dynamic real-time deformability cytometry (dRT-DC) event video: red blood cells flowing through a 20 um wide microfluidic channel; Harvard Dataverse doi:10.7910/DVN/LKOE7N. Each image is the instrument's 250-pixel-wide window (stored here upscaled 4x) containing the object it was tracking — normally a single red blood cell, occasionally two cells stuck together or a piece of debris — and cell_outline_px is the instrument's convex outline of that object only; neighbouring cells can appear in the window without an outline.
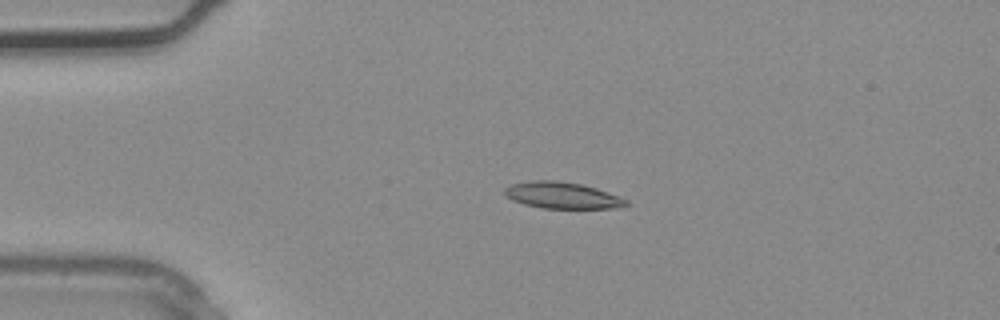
{"species": "common noctule bat (a hibernating species)", "species_latin": "Nyctalus noctula", "temperature_condition": "warm", "stored_images_in_passage": 2, "camera_frame_rate_fps": 3000, "um_per_image_px": 0.085, "animal": {"sex": "male", "body_mass_g": 20.4}, "frame": {"image": 1, "passage_image": 2, "time_ms": 0.333, "image_size_px": [1000, 320], "cell_outline_px": [[628, 204], [616, 208], [540, 208], [524, 204], [512, 200], [504, 196], [504, 188], [512, 184], [532, 180], [556, 180], [580, 184], [596, 188], [620, 196], [628, 200]], "centroid_in_image_um": [47.76, 16.6], "position_along_channel_um": 37.2, "area_um2": 18.79}}